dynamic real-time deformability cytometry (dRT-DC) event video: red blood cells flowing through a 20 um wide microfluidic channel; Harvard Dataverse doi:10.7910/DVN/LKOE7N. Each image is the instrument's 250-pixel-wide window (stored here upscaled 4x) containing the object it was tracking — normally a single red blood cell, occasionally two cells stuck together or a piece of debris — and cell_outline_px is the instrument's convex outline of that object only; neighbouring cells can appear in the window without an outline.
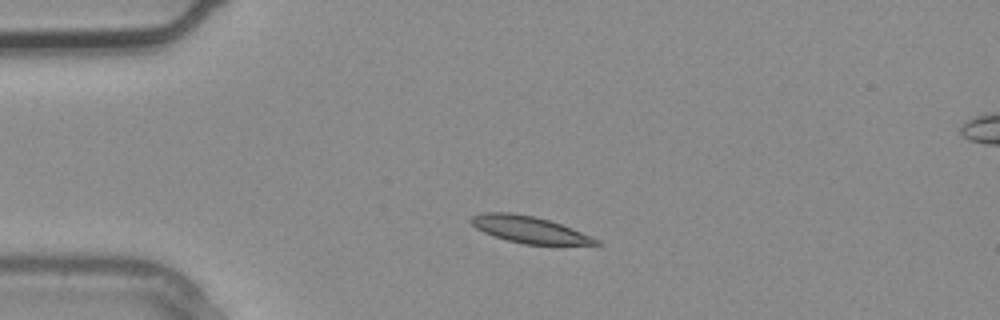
{"species": "common noctule bat (a hibernating species)", "species_latin": "Nyctalus noctula", "temperature_condition": "warm", "stored_images_in_passage": 2, "camera_frame_rate_fps": 3000, "um_per_image_px": 0.085, "animal": {"sex": "male", "body_mass_g": 20.4}, "frame": {"image": 1, "passage_image": 1, "time_ms": 0.0, "image_size_px": [1000, 320], "cell_outline_px": [[604, 244], [524, 244], [508, 240], [484, 232], [476, 228], [468, 220], [472, 216], [480, 212], [512, 212], [532, 216], [548, 220], [572, 228], [600, 240]], "centroid_in_image_um": [44.95, 19.49], "position_along_channel_um": 40.0, "area_um2": 19.19}}